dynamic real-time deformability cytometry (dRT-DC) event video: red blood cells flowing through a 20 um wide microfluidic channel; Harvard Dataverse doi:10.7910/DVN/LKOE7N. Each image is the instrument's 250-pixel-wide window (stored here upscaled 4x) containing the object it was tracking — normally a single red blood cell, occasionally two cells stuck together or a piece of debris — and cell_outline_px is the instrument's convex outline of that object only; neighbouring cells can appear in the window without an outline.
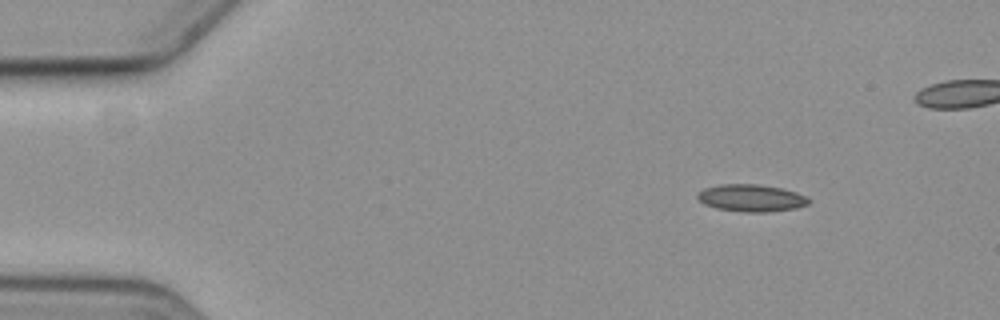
{"species": "common noctule bat (a hibernating species)", "species_latin": "Nyctalus noctula", "temperature_condition": "cold", "stored_images_in_passage": 6, "segment_of_instrument_passage": [2, 2], "camera_frame_rate_fps": 3000, "um_per_image_px": 0.085, "animal": {"sex": "female", "body_mass_g": 19.3, "forearm_length_mm": 54.1}, "frame": {"image": 1, "passage_image": 6, "time_ms": 8.667, "image_size_px": [1000, 320], "cell_outline_px": [[808, 204], [796, 208], [768, 212], [744, 212], [716, 208], [704, 204], [696, 196], [704, 188], [720, 184], [756, 184], [780, 188], [796, 192], [804, 196], [808, 200]], "centroid_in_image_um": [63.83, 16.83], "position_along_channel_um": 21.2, "area_um2": 17.4}}